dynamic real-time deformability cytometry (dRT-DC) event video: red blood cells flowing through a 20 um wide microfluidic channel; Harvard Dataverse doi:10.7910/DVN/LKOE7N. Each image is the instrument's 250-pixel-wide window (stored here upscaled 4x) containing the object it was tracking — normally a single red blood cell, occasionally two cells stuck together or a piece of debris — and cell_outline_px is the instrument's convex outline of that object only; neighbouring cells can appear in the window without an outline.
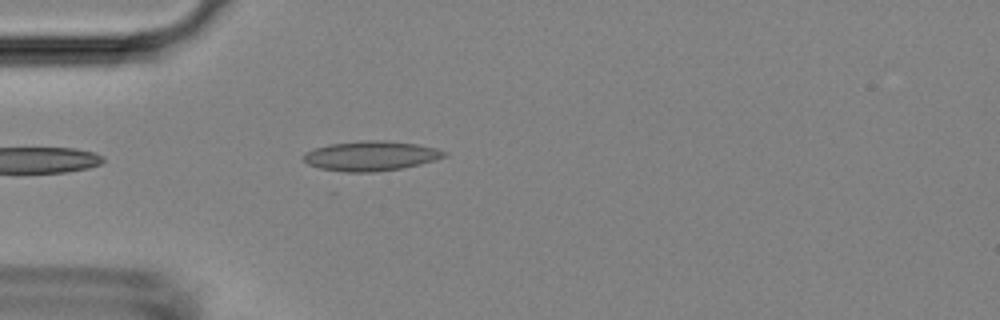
{"species": "Egyptian fruit bat (a non-hibernating species)", "species_latin": "Rousettus aegyptiacus", "temperature_condition": "room temperature", "stored_images_in_passage": 4, "camera_frame_rate_fps": 3000, "um_per_image_px": 0.085, "animal": {"sex": "female"}, "frame": {"image": 1, "passage_image": 4, "time_ms": 3.667, "image_size_px": [1000, 320], "cell_outline_px": [[448, 156], [436, 160], [420, 164], [400, 168], [372, 172], [344, 172], [320, 168], [308, 164], [300, 156], [304, 152], [328, 144], [360, 140], [388, 140], [416, 144], [436, 148], [448, 152]], "centroid_in_image_um": [31.52, 13.24], "position_along_channel_um": 53.5, "area_um2": 24.62}}